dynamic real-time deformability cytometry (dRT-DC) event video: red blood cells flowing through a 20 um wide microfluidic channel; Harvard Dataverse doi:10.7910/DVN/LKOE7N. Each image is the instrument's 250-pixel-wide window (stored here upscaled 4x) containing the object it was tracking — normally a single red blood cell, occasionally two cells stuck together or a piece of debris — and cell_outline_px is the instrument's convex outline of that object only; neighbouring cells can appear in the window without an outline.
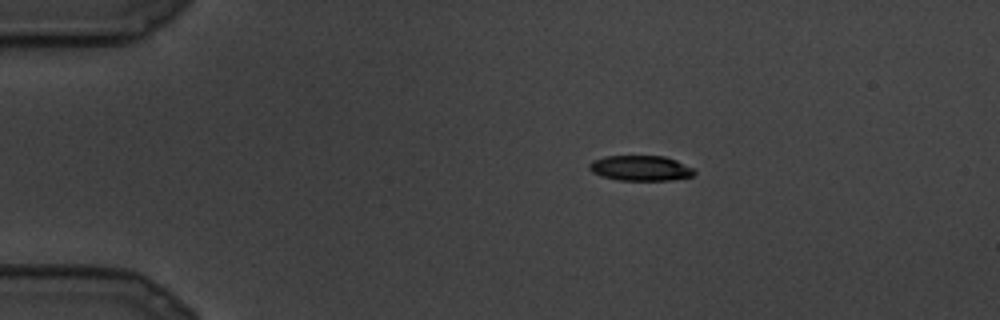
{"species": "common noctule bat (a hibernating species)", "species_latin": "Nyctalus noctula", "temperature_condition": "cold", "stored_images_in_passage": 4, "camera_frame_rate_fps": 3000, "um_per_image_px": 0.085, "animal": {"sex": "male", "body_mass_g": 19.5, "forearm_length_mm": 54.6}, "frame": {"image": 1, "passage_image": 4, "time_ms": 1.0, "image_size_px": [1000, 320], "cell_outline_px": [[696, 172], [692, 176], [672, 180], [620, 180], [600, 176], [592, 172], [588, 168], [588, 164], [592, 160], [604, 156], [664, 156], [676, 160], [696, 168]], "centroid_in_image_um": [54.46, 14.29], "position_along_channel_um": 30.5, "area_um2": 15.66}}